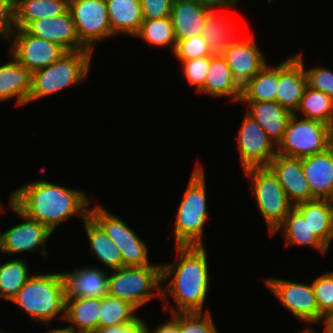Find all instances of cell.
<instances>
[{"label":"cell","mask_w":333,"mask_h":333,"mask_svg":"<svg viewBox=\"0 0 333 333\" xmlns=\"http://www.w3.org/2000/svg\"><path fill=\"white\" fill-rule=\"evenodd\" d=\"M177 260L161 264V300L169 313L203 312L210 277L204 245L176 246ZM164 288V289H163ZM168 295L175 307L169 306Z\"/></svg>","instance_id":"1"},{"label":"cell","mask_w":333,"mask_h":333,"mask_svg":"<svg viewBox=\"0 0 333 333\" xmlns=\"http://www.w3.org/2000/svg\"><path fill=\"white\" fill-rule=\"evenodd\" d=\"M13 205L25 216L45 225L51 232L63 221L78 215L82 222L89 216L91 201L78 189L36 180L12 191Z\"/></svg>","instance_id":"2"},{"label":"cell","mask_w":333,"mask_h":333,"mask_svg":"<svg viewBox=\"0 0 333 333\" xmlns=\"http://www.w3.org/2000/svg\"><path fill=\"white\" fill-rule=\"evenodd\" d=\"M10 302L16 303L34 322L50 325L57 316L64 319L65 291L61 273L33 274Z\"/></svg>","instance_id":"3"},{"label":"cell","mask_w":333,"mask_h":333,"mask_svg":"<svg viewBox=\"0 0 333 333\" xmlns=\"http://www.w3.org/2000/svg\"><path fill=\"white\" fill-rule=\"evenodd\" d=\"M191 175L175 219L173 231L176 246L204 245L202 235L209 216L202 164L196 163Z\"/></svg>","instance_id":"4"},{"label":"cell","mask_w":333,"mask_h":333,"mask_svg":"<svg viewBox=\"0 0 333 333\" xmlns=\"http://www.w3.org/2000/svg\"><path fill=\"white\" fill-rule=\"evenodd\" d=\"M92 52H65L51 65L32 73L28 104L46 98L85 80L89 74Z\"/></svg>","instance_id":"5"},{"label":"cell","mask_w":333,"mask_h":333,"mask_svg":"<svg viewBox=\"0 0 333 333\" xmlns=\"http://www.w3.org/2000/svg\"><path fill=\"white\" fill-rule=\"evenodd\" d=\"M112 273L108 278V295L129 302L137 310L156 295L161 299V264L121 267Z\"/></svg>","instance_id":"6"},{"label":"cell","mask_w":333,"mask_h":333,"mask_svg":"<svg viewBox=\"0 0 333 333\" xmlns=\"http://www.w3.org/2000/svg\"><path fill=\"white\" fill-rule=\"evenodd\" d=\"M333 144V128L326 123L291 115L277 154L304 158L325 151Z\"/></svg>","instance_id":"7"},{"label":"cell","mask_w":333,"mask_h":333,"mask_svg":"<svg viewBox=\"0 0 333 333\" xmlns=\"http://www.w3.org/2000/svg\"><path fill=\"white\" fill-rule=\"evenodd\" d=\"M244 173L252 182L254 199L271 235L294 205L268 167L248 168Z\"/></svg>","instance_id":"8"},{"label":"cell","mask_w":333,"mask_h":333,"mask_svg":"<svg viewBox=\"0 0 333 333\" xmlns=\"http://www.w3.org/2000/svg\"><path fill=\"white\" fill-rule=\"evenodd\" d=\"M89 216L105 231L119 248L123 267L152 265L148 260L147 244L123 222L101 205L90 207Z\"/></svg>","instance_id":"9"},{"label":"cell","mask_w":333,"mask_h":333,"mask_svg":"<svg viewBox=\"0 0 333 333\" xmlns=\"http://www.w3.org/2000/svg\"><path fill=\"white\" fill-rule=\"evenodd\" d=\"M68 10L74 20L80 43L92 53L93 46L114 36L105 0H69Z\"/></svg>","instance_id":"10"},{"label":"cell","mask_w":333,"mask_h":333,"mask_svg":"<svg viewBox=\"0 0 333 333\" xmlns=\"http://www.w3.org/2000/svg\"><path fill=\"white\" fill-rule=\"evenodd\" d=\"M9 206L23 221L0 234V254H20L39 249L42 255L47 257L46 242L53 232L42 223L22 214L13 205V192H11Z\"/></svg>","instance_id":"11"},{"label":"cell","mask_w":333,"mask_h":333,"mask_svg":"<svg viewBox=\"0 0 333 333\" xmlns=\"http://www.w3.org/2000/svg\"><path fill=\"white\" fill-rule=\"evenodd\" d=\"M266 286L280 303L307 325L320 322V311L312 284H304L291 280L268 278Z\"/></svg>","instance_id":"12"},{"label":"cell","mask_w":333,"mask_h":333,"mask_svg":"<svg viewBox=\"0 0 333 333\" xmlns=\"http://www.w3.org/2000/svg\"><path fill=\"white\" fill-rule=\"evenodd\" d=\"M11 41L10 55L31 73L51 65L66 52L58 44L32 36L23 28H16Z\"/></svg>","instance_id":"13"},{"label":"cell","mask_w":333,"mask_h":333,"mask_svg":"<svg viewBox=\"0 0 333 333\" xmlns=\"http://www.w3.org/2000/svg\"><path fill=\"white\" fill-rule=\"evenodd\" d=\"M237 143L239 160L243 170L253 167H267L277 154L276 144L268 137L258 122L247 113L239 129Z\"/></svg>","instance_id":"14"},{"label":"cell","mask_w":333,"mask_h":333,"mask_svg":"<svg viewBox=\"0 0 333 333\" xmlns=\"http://www.w3.org/2000/svg\"><path fill=\"white\" fill-rule=\"evenodd\" d=\"M256 42L253 35L245 39H237L221 54L240 87H243L267 64Z\"/></svg>","instance_id":"15"},{"label":"cell","mask_w":333,"mask_h":333,"mask_svg":"<svg viewBox=\"0 0 333 333\" xmlns=\"http://www.w3.org/2000/svg\"><path fill=\"white\" fill-rule=\"evenodd\" d=\"M302 53L291 55L278 64V86L275 101L294 113L307 87Z\"/></svg>","instance_id":"16"},{"label":"cell","mask_w":333,"mask_h":333,"mask_svg":"<svg viewBox=\"0 0 333 333\" xmlns=\"http://www.w3.org/2000/svg\"><path fill=\"white\" fill-rule=\"evenodd\" d=\"M23 29L32 36L58 44L66 52L87 50L80 43L69 10L60 16L29 22Z\"/></svg>","instance_id":"17"},{"label":"cell","mask_w":333,"mask_h":333,"mask_svg":"<svg viewBox=\"0 0 333 333\" xmlns=\"http://www.w3.org/2000/svg\"><path fill=\"white\" fill-rule=\"evenodd\" d=\"M311 201H333V144L325 151L301 158Z\"/></svg>","instance_id":"18"},{"label":"cell","mask_w":333,"mask_h":333,"mask_svg":"<svg viewBox=\"0 0 333 333\" xmlns=\"http://www.w3.org/2000/svg\"><path fill=\"white\" fill-rule=\"evenodd\" d=\"M267 167L276 176L293 205L311 201V191L303 173L301 158L276 154Z\"/></svg>","instance_id":"19"},{"label":"cell","mask_w":333,"mask_h":333,"mask_svg":"<svg viewBox=\"0 0 333 333\" xmlns=\"http://www.w3.org/2000/svg\"><path fill=\"white\" fill-rule=\"evenodd\" d=\"M65 299L102 298L108 294V272L96 266H87L62 273Z\"/></svg>","instance_id":"20"},{"label":"cell","mask_w":333,"mask_h":333,"mask_svg":"<svg viewBox=\"0 0 333 333\" xmlns=\"http://www.w3.org/2000/svg\"><path fill=\"white\" fill-rule=\"evenodd\" d=\"M249 106L247 114L251 116L276 144L283 140L287 123L293 114L276 101H240Z\"/></svg>","instance_id":"21"},{"label":"cell","mask_w":333,"mask_h":333,"mask_svg":"<svg viewBox=\"0 0 333 333\" xmlns=\"http://www.w3.org/2000/svg\"><path fill=\"white\" fill-rule=\"evenodd\" d=\"M208 11L196 0H173L170 18L176 40L202 35Z\"/></svg>","instance_id":"22"},{"label":"cell","mask_w":333,"mask_h":333,"mask_svg":"<svg viewBox=\"0 0 333 333\" xmlns=\"http://www.w3.org/2000/svg\"><path fill=\"white\" fill-rule=\"evenodd\" d=\"M211 97H229L240 102L241 87L235 81L226 60L221 54L210 56V66L204 86L197 92Z\"/></svg>","instance_id":"23"},{"label":"cell","mask_w":333,"mask_h":333,"mask_svg":"<svg viewBox=\"0 0 333 333\" xmlns=\"http://www.w3.org/2000/svg\"><path fill=\"white\" fill-rule=\"evenodd\" d=\"M0 66V101L16 97V105H27L31 92L32 73L13 56Z\"/></svg>","instance_id":"24"},{"label":"cell","mask_w":333,"mask_h":333,"mask_svg":"<svg viewBox=\"0 0 333 333\" xmlns=\"http://www.w3.org/2000/svg\"><path fill=\"white\" fill-rule=\"evenodd\" d=\"M101 298L65 299V318L72 333H95L99 329Z\"/></svg>","instance_id":"25"},{"label":"cell","mask_w":333,"mask_h":333,"mask_svg":"<svg viewBox=\"0 0 333 333\" xmlns=\"http://www.w3.org/2000/svg\"><path fill=\"white\" fill-rule=\"evenodd\" d=\"M105 1L113 35L121 33L135 36L144 21L140 0Z\"/></svg>","instance_id":"26"},{"label":"cell","mask_w":333,"mask_h":333,"mask_svg":"<svg viewBox=\"0 0 333 333\" xmlns=\"http://www.w3.org/2000/svg\"><path fill=\"white\" fill-rule=\"evenodd\" d=\"M282 231L285 238V245L308 246L318 250L325 255L329 249L310 229L302 214L294 207L285 217L284 221L270 235L273 236Z\"/></svg>","instance_id":"27"},{"label":"cell","mask_w":333,"mask_h":333,"mask_svg":"<svg viewBox=\"0 0 333 333\" xmlns=\"http://www.w3.org/2000/svg\"><path fill=\"white\" fill-rule=\"evenodd\" d=\"M310 229L329 248L333 240V201L312 200L295 204Z\"/></svg>","instance_id":"28"},{"label":"cell","mask_w":333,"mask_h":333,"mask_svg":"<svg viewBox=\"0 0 333 333\" xmlns=\"http://www.w3.org/2000/svg\"><path fill=\"white\" fill-rule=\"evenodd\" d=\"M87 238L90 243V250L95 258L100 260L104 266L110 270H116L123 267V260L119 248L112 242L105 231L88 216L83 224Z\"/></svg>","instance_id":"29"},{"label":"cell","mask_w":333,"mask_h":333,"mask_svg":"<svg viewBox=\"0 0 333 333\" xmlns=\"http://www.w3.org/2000/svg\"><path fill=\"white\" fill-rule=\"evenodd\" d=\"M69 0H14L15 26L24 28L29 22L60 16L68 10Z\"/></svg>","instance_id":"30"},{"label":"cell","mask_w":333,"mask_h":333,"mask_svg":"<svg viewBox=\"0 0 333 333\" xmlns=\"http://www.w3.org/2000/svg\"><path fill=\"white\" fill-rule=\"evenodd\" d=\"M228 21L229 19L215 10L207 13L202 36L213 54H222L237 40L235 27Z\"/></svg>","instance_id":"31"},{"label":"cell","mask_w":333,"mask_h":333,"mask_svg":"<svg viewBox=\"0 0 333 333\" xmlns=\"http://www.w3.org/2000/svg\"><path fill=\"white\" fill-rule=\"evenodd\" d=\"M278 86V65L266 64L243 87L240 101L275 102Z\"/></svg>","instance_id":"32"},{"label":"cell","mask_w":333,"mask_h":333,"mask_svg":"<svg viewBox=\"0 0 333 333\" xmlns=\"http://www.w3.org/2000/svg\"><path fill=\"white\" fill-rule=\"evenodd\" d=\"M294 114L298 117L303 114L304 118L326 123L333 128V100L308 85Z\"/></svg>","instance_id":"33"},{"label":"cell","mask_w":333,"mask_h":333,"mask_svg":"<svg viewBox=\"0 0 333 333\" xmlns=\"http://www.w3.org/2000/svg\"><path fill=\"white\" fill-rule=\"evenodd\" d=\"M136 310L129 302L105 295L101 298L99 329L135 323L140 318L135 315Z\"/></svg>","instance_id":"34"},{"label":"cell","mask_w":333,"mask_h":333,"mask_svg":"<svg viewBox=\"0 0 333 333\" xmlns=\"http://www.w3.org/2000/svg\"><path fill=\"white\" fill-rule=\"evenodd\" d=\"M23 259L8 260L0 264V298L11 301L33 274Z\"/></svg>","instance_id":"35"},{"label":"cell","mask_w":333,"mask_h":333,"mask_svg":"<svg viewBox=\"0 0 333 333\" xmlns=\"http://www.w3.org/2000/svg\"><path fill=\"white\" fill-rule=\"evenodd\" d=\"M145 40L150 46H171L175 48L176 37L170 17L144 20L138 33L134 36Z\"/></svg>","instance_id":"36"},{"label":"cell","mask_w":333,"mask_h":333,"mask_svg":"<svg viewBox=\"0 0 333 333\" xmlns=\"http://www.w3.org/2000/svg\"><path fill=\"white\" fill-rule=\"evenodd\" d=\"M173 54L179 61H189L212 56L213 52L205 38L202 35H196L191 38L176 40Z\"/></svg>","instance_id":"37"},{"label":"cell","mask_w":333,"mask_h":333,"mask_svg":"<svg viewBox=\"0 0 333 333\" xmlns=\"http://www.w3.org/2000/svg\"><path fill=\"white\" fill-rule=\"evenodd\" d=\"M179 331L180 333H219L208 309L204 313H179Z\"/></svg>","instance_id":"38"},{"label":"cell","mask_w":333,"mask_h":333,"mask_svg":"<svg viewBox=\"0 0 333 333\" xmlns=\"http://www.w3.org/2000/svg\"><path fill=\"white\" fill-rule=\"evenodd\" d=\"M317 305L320 311V321L333 311V271L325 272L312 282Z\"/></svg>","instance_id":"39"},{"label":"cell","mask_w":333,"mask_h":333,"mask_svg":"<svg viewBox=\"0 0 333 333\" xmlns=\"http://www.w3.org/2000/svg\"><path fill=\"white\" fill-rule=\"evenodd\" d=\"M180 64L186 80L190 85L195 86L196 92H198L204 86L210 66V56L180 61Z\"/></svg>","instance_id":"40"},{"label":"cell","mask_w":333,"mask_h":333,"mask_svg":"<svg viewBox=\"0 0 333 333\" xmlns=\"http://www.w3.org/2000/svg\"><path fill=\"white\" fill-rule=\"evenodd\" d=\"M307 85L315 90L321 91L333 100V71L326 67L316 66L305 69Z\"/></svg>","instance_id":"41"},{"label":"cell","mask_w":333,"mask_h":333,"mask_svg":"<svg viewBox=\"0 0 333 333\" xmlns=\"http://www.w3.org/2000/svg\"><path fill=\"white\" fill-rule=\"evenodd\" d=\"M15 30L14 0H0V36L9 41Z\"/></svg>","instance_id":"42"},{"label":"cell","mask_w":333,"mask_h":333,"mask_svg":"<svg viewBox=\"0 0 333 333\" xmlns=\"http://www.w3.org/2000/svg\"><path fill=\"white\" fill-rule=\"evenodd\" d=\"M173 0H140L144 20L170 17Z\"/></svg>","instance_id":"43"},{"label":"cell","mask_w":333,"mask_h":333,"mask_svg":"<svg viewBox=\"0 0 333 333\" xmlns=\"http://www.w3.org/2000/svg\"><path fill=\"white\" fill-rule=\"evenodd\" d=\"M95 333H146L144 319L139 318L135 323L122 326L100 328Z\"/></svg>","instance_id":"44"},{"label":"cell","mask_w":333,"mask_h":333,"mask_svg":"<svg viewBox=\"0 0 333 333\" xmlns=\"http://www.w3.org/2000/svg\"><path fill=\"white\" fill-rule=\"evenodd\" d=\"M171 319L166 323L160 324L152 333H180L179 331V313H171ZM146 333H151L149 326L145 323Z\"/></svg>","instance_id":"45"},{"label":"cell","mask_w":333,"mask_h":333,"mask_svg":"<svg viewBox=\"0 0 333 333\" xmlns=\"http://www.w3.org/2000/svg\"><path fill=\"white\" fill-rule=\"evenodd\" d=\"M201 6L206 8L209 11H214L216 9L214 8H229V7H235L238 3V0H196Z\"/></svg>","instance_id":"46"},{"label":"cell","mask_w":333,"mask_h":333,"mask_svg":"<svg viewBox=\"0 0 333 333\" xmlns=\"http://www.w3.org/2000/svg\"><path fill=\"white\" fill-rule=\"evenodd\" d=\"M324 323H325V327H324V331L326 333H333V312L327 314L324 318H323Z\"/></svg>","instance_id":"47"},{"label":"cell","mask_w":333,"mask_h":333,"mask_svg":"<svg viewBox=\"0 0 333 333\" xmlns=\"http://www.w3.org/2000/svg\"><path fill=\"white\" fill-rule=\"evenodd\" d=\"M45 333H65V328H57V329L49 330Z\"/></svg>","instance_id":"48"},{"label":"cell","mask_w":333,"mask_h":333,"mask_svg":"<svg viewBox=\"0 0 333 333\" xmlns=\"http://www.w3.org/2000/svg\"><path fill=\"white\" fill-rule=\"evenodd\" d=\"M299 333H319V332L313 330L312 328L310 329V327L307 326V328H305L303 331H301ZM321 333H323V332H321ZM324 333H326V332L324 331Z\"/></svg>","instance_id":"49"},{"label":"cell","mask_w":333,"mask_h":333,"mask_svg":"<svg viewBox=\"0 0 333 333\" xmlns=\"http://www.w3.org/2000/svg\"><path fill=\"white\" fill-rule=\"evenodd\" d=\"M6 212V209L3 207V205L0 202V213Z\"/></svg>","instance_id":"50"},{"label":"cell","mask_w":333,"mask_h":333,"mask_svg":"<svg viewBox=\"0 0 333 333\" xmlns=\"http://www.w3.org/2000/svg\"><path fill=\"white\" fill-rule=\"evenodd\" d=\"M65 333H72L69 329L65 328Z\"/></svg>","instance_id":"51"}]
</instances>
